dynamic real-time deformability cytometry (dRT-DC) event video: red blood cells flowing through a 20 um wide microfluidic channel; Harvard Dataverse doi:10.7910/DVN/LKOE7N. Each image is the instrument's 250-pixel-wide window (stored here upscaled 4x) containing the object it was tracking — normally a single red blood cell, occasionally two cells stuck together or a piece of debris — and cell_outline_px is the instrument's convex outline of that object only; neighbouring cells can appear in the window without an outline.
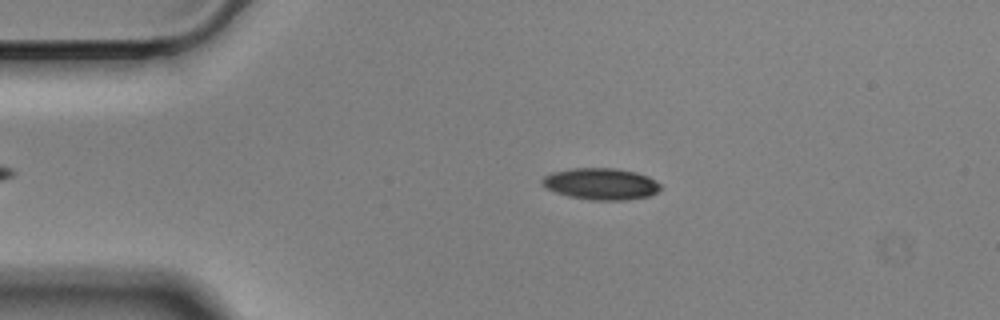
{"species": "Egyptian fruit bat (a non-hibernating species)", "species_latin": "Rousettus aegyptiacus", "temperature_condition": "cold", "stored_images_in_passage": 39, "camera_frame_rate_fps": 3000, "um_per_image_px": 0.085, "animal": {"sex": "male"}, "frame": {"image": 1, "passage_image": 1, "time_ms": 0.0, "image_size_px": [1000, 320], "cell_outline_px": [[660, 188], [656, 192], [648, 196], [624, 200], [588, 200], [568, 196], [544, 188], [540, 184], [540, 180], [544, 176], [552, 172], [572, 168], [616, 168], [636, 172], [648, 176], [660, 184]], "centroid_in_image_um": [51.02, 15.63], "position_along_channel_um": 34.0, "area_um2": 21.91}}
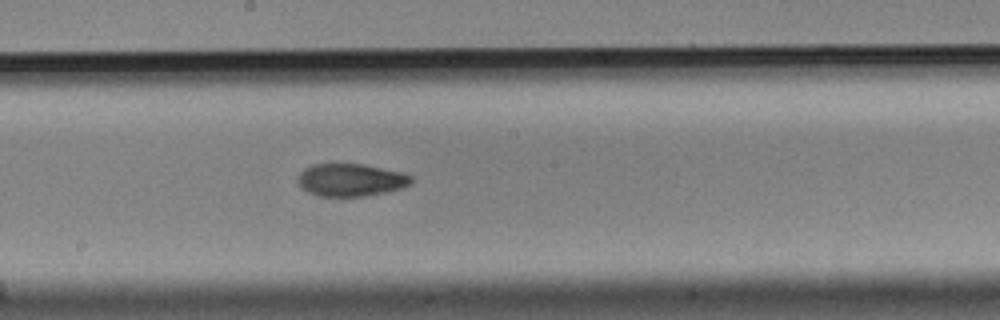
{"frame": {"image": 2, "passage_image": 20, "time_ms": 6.333, "image_size_px": [1000, 320], "cell_outline_px": [[412, 184], [400, 188], [384, 192], [364, 196], [316, 196], [308, 192], [300, 184], [300, 172], [304, 168], [312, 164], [364, 164], [400, 172], [412, 176]], "centroid_in_image_um": [29.83, 15.29], "position_along_channel_um": 218.4, "area_um2": 21.27}}
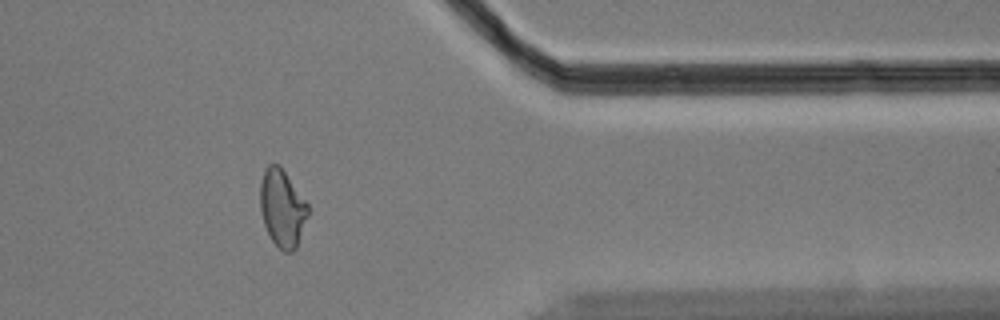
{"frame": {"image": 3, "passage_image": 36, "time_ms": 11.667, "image_size_px": [1000, 320], "cell_outline_px": [[308, 216], [296, 248], [292, 252], [284, 252], [272, 240], [264, 224], [260, 208], [260, 180], [264, 168], [268, 164], [280, 164], [308, 204]], "centroid_in_image_um": [23.98, 17.66], "position_along_channel_um": 387.4, "area_um2": 21.62}, "authors_computed_cell_mechanics": {"area_um2": 22.1952, "velocity_mm_per_s": 3.5001, "shape_relaxation_time_tau1_ms": 3.6308, "shape_relaxation_time_tau2_ms": 3.4009, "deformation_change_tau1": 0.131, "deformation_change_tau2": 0.093}}